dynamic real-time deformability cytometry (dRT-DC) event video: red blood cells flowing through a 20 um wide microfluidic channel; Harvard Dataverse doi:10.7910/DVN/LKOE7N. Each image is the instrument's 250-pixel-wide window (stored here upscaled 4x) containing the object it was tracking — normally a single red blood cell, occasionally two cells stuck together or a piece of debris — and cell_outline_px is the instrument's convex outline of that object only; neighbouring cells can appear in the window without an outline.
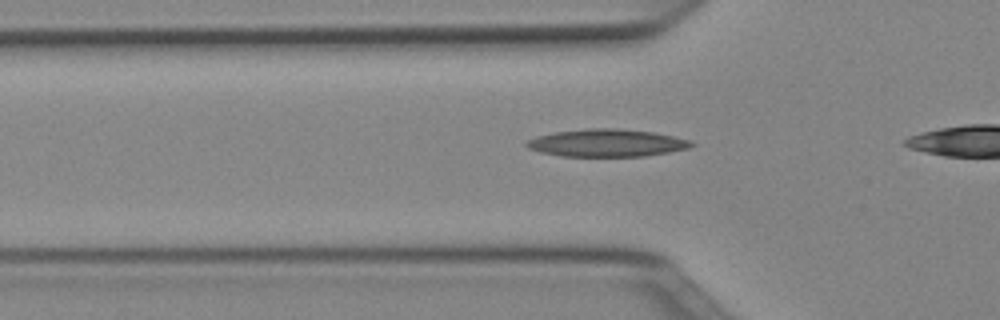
{"species": "Egyptian fruit bat (a non-hibernating species)", "species_latin": "Rousettus aegyptiacus", "temperature_condition": "cold", "stored_images_in_passage": 15, "camera_frame_rate_fps": 3000, "um_per_image_px": 0.085, "animal": {"sex": "female"}, "frame": {"image": 1, "passage_image": 3, "time_ms": 0.667, "image_size_px": [1000, 320], "cell_outline_px": [[696, 144], [692, 148], [644, 156], [560, 156], [540, 152], [528, 148], [524, 144], [528, 140], [536, 136], [556, 132], [588, 128], [616, 128], [652, 132], [692, 140]], "centroid_in_image_um": [51.6, 12.15], "position_along_channel_um": 74.2, "area_um2": 26.47}}
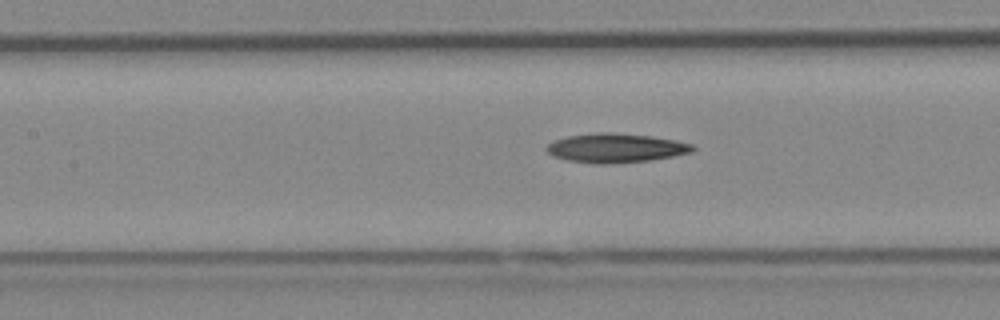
{"frame": {"image": 2, "passage_image": 9, "time_ms": 2.667, "image_size_px": [1000, 320], "cell_outline_px": [[696, 148], [692, 152], [672, 156], [648, 160], [608, 164], [592, 164], [568, 160], [552, 156], [544, 148], [548, 144], [556, 140], [568, 136], [600, 132], [612, 132], [652, 136], [676, 140], [692, 144]], "centroid_in_image_um": [52.33, 12.58], "position_along_channel_um": 155.1, "area_um2": 24.8}}
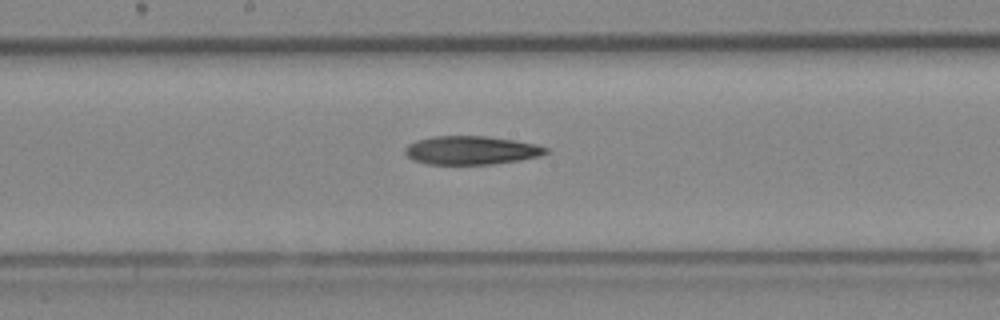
{"frame": {"image": 3, "passage_image": 13, "time_ms": 4.0, "image_size_px": [1000, 320], "cell_outline_px": [[548, 152], [540, 156], [520, 160], [492, 164], [428, 164], [412, 160], [404, 152], [404, 148], [408, 144], [416, 140], [432, 136], [488, 136], [516, 140], [536, 144], [548, 148]], "centroid_in_image_um": [40.05, 12.77], "position_along_channel_um": 208.2, "area_um2": 23.58}}